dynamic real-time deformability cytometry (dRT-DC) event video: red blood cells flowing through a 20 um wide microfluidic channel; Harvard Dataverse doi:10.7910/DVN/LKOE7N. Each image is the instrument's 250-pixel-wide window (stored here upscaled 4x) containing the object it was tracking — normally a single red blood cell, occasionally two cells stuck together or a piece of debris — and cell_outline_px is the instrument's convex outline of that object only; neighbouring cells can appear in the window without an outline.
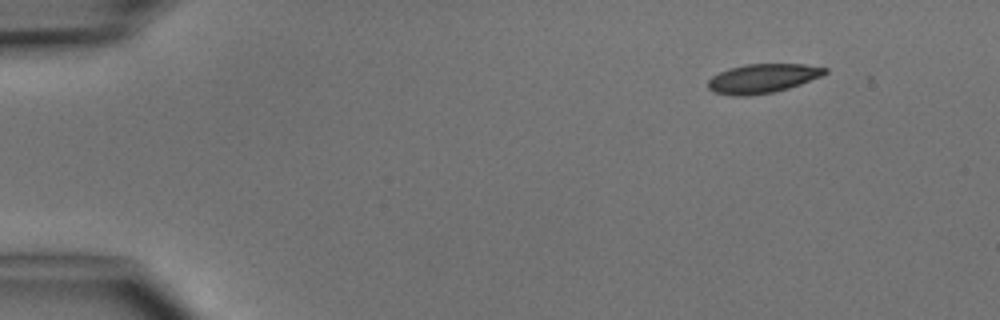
{"species": "common noctule bat (a hibernating species)", "species_latin": "Nyctalus noctula", "temperature_condition": "cold", "stored_images_in_passage": 5, "segment_of_instrument_passage": [2, 2], "camera_frame_rate_fps": 3000, "um_per_image_px": 0.085, "animal": {"sex": "male", "body_mass_g": 15.6}, "frame": {"image": 1, "passage_image": 5, "time_ms": 5.667, "image_size_px": [1000, 320], "cell_outline_px": [[828, 72], [820, 76], [800, 84], [788, 88], [772, 92], [748, 96], [732, 96], [712, 92], [708, 88], [708, 80], [712, 76], [728, 68], [744, 64], [804, 64], [828, 68]], "centroid_in_image_um": [64.78, 6.67], "position_along_channel_um": 20.2, "area_um2": 19.88}}